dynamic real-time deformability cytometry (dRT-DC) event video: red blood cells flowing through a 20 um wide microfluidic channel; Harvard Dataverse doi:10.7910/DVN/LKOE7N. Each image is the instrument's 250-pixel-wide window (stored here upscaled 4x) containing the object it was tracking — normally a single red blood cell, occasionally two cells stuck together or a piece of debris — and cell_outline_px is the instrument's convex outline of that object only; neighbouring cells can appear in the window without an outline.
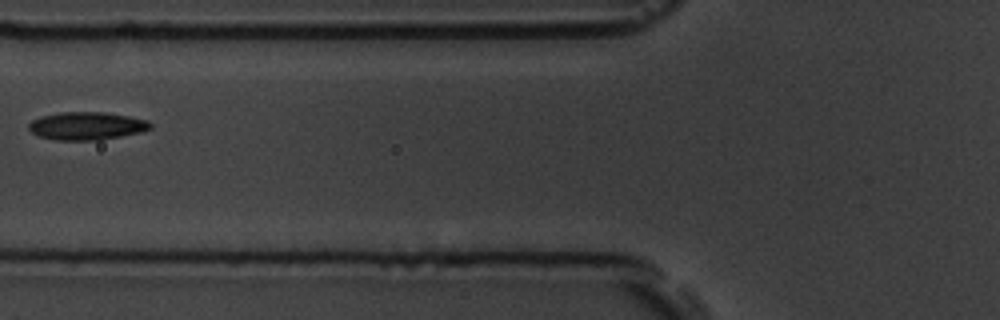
{"species": "common noctule bat (a hibernating species)", "species_latin": "Nyctalus noctula", "temperature_condition": "room temperature", "stored_images_in_passage": 7, "camera_frame_rate_fps": 3000, "um_per_image_px": 0.085, "animal": {"sex": "male", "body_mass_g": 19.5, "forearm_length_mm": 54.6}, "frame": {"image": 1, "passage_image": 7, "time_ms": 2.0, "image_size_px": [1000, 320], "cell_outline_px": [[152, 128], [140, 132], [100, 140], [56, 140], [40, 136], [32, 132], [28, 128], [28, 124], [32, 120], [40, 116], [60, 112], [104, 112], [128, 116], [148, 120], [152, 124]], "centroid_in_image_um": [7.37, 10.69], "position_along_channel_um": 118.4, "area_um2": 19.77}}